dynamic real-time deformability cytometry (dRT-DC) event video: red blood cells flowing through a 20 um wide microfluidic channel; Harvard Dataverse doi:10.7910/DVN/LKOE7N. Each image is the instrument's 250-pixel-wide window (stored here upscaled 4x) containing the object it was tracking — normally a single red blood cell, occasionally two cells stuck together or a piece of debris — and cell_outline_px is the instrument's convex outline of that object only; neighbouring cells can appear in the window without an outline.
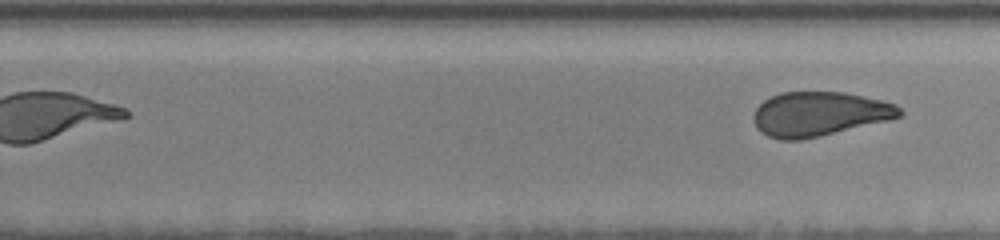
{"species": "human", "species_latin": "Homo sapiens", "temperature_condition": "room temperature", "stored_images_in_passage": 16, "segment_of_instrument_passage": [2, 2], "camera_frame_rate_fps": 3000, "um_per_image_px": 0.085, "donor": {"sex": "female"}, "frame": {"image": 1, "passage_image": 16, "time_ms": 11.0, "image_size_px": [1000, 240], "cell_outline_px": [[904, 112], [900, 116], [888, 120], [820, 136], [800, 140], [780, 140], [768, 136], [760, 132], [756, 128], [752, 120], [752, 116], [756, 108], [764, 100], [780, 92], [844, 92], [880, 100], [896, 104]], "centroid_in_image_um": [69.59, 9.69], "position_along_channel_um": 260.2, "area_um2": 37.74}}